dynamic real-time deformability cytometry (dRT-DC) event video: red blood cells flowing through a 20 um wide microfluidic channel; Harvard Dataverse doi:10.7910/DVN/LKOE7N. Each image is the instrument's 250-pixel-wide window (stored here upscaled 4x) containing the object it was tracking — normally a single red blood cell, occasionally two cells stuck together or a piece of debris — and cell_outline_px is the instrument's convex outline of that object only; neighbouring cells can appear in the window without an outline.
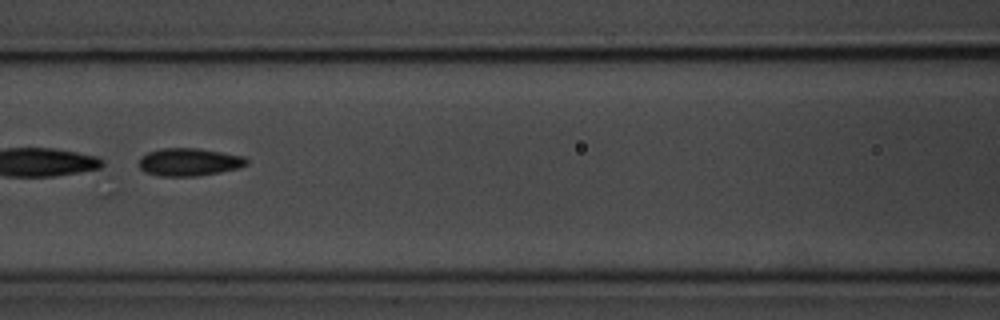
{"species": "common noctule bat (a hibernating species)", "species_latin": "Nyctalus noctula", "temperature_condition": "room temperature", "stored_images_in_passage": 9, "camera_frame_rate_fps": 3000, "um_per_image_px": 0.085, "animal": {"sex": "male", "body_mass_g": 20.1, "forearm_length_mm": 53.5}, "frame": {"image": 1, "passage_image": 6, "time_ms": 6.0, "image_size_px": [1000, 320], "cell_outline_px": [[248, 164], [236, 168], [220, 172], [196, 176], [160, 176], [144, 172], [140, 168], [140, 156], [148, 152], [160, 148], [200, 148], [244, 156], [248, 160]], "centroid_in_image_um": [16.06, 13.76], "position_along_channel_um": 150.5, "area_um2": 17.46}}